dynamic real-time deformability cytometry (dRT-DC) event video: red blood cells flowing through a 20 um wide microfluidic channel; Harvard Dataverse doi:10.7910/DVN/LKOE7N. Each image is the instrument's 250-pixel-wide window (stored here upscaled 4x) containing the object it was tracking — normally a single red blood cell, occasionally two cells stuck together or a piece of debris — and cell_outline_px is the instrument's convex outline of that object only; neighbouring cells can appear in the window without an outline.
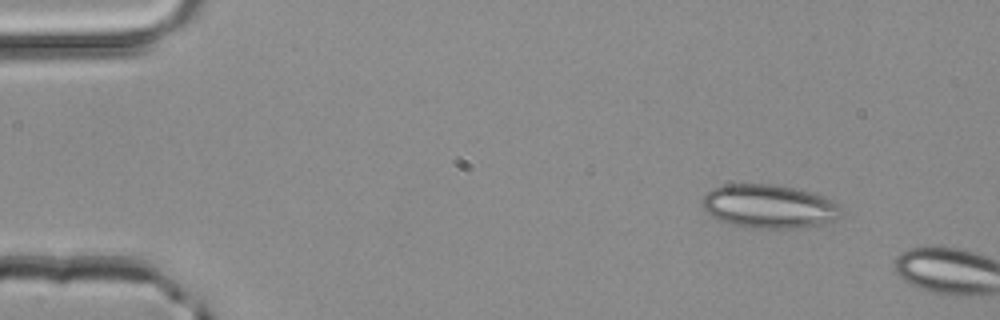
{"species": "common noctule bat (a hibernating species)", "species_latin": "Nyctalus noctula", "temperature_condition": "room temperature", "stored_images_in_passage": 5, "camera_frame_rate_fps": 3000, "um_per_image_px": 0.085, "animal": {"sex": "male", "body_mass_g": 20.4}, "frame": {"image": 1, "passage_image": 1, "time_ms": 0.0, "image_size_px": [1000, 320], "cell_outline_px": [[840, 216], [836, 220], [804, 228], [748, 228], [728, 224], [712, 216], [700, 204], [704, 196], [712, 188], [724, 184], [772, 184], [792, 188], [824, 196], [832, 200], [840, 208]], "centroid_in_image_um": [65.34, 17.55], "position_along_channel_um": 19.7, "area_um2": 35.32}}